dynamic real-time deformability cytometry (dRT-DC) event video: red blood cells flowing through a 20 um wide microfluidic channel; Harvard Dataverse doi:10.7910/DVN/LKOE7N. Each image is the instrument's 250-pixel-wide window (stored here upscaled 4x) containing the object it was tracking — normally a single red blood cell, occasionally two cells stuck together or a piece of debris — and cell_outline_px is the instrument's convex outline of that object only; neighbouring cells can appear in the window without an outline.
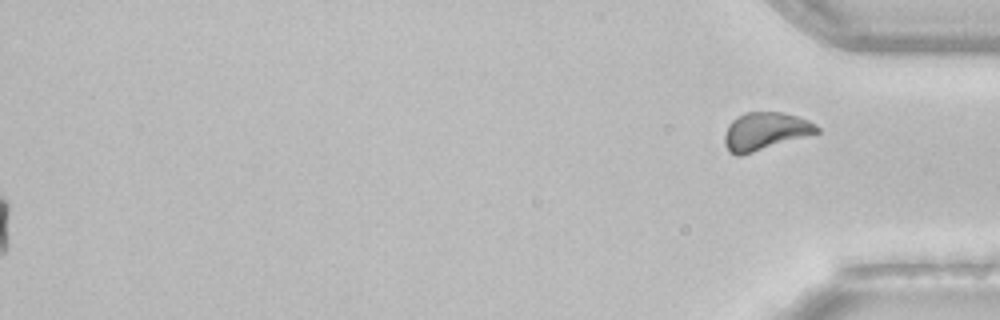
{"species": "common noctule bat (a hibernating species)", "species_latin": "Nyctalus noctula", "temperature_condition": "room temperature", "stored_images_in_passage": 41, "camera_frame_rate_fps": 3000, "um_per_image_px": 0.085, "animal": {"sex": "female", "body_mass_g": 22.7, "forearm_length_mm": 54.2}, "frame": {"image": 1, "passage_image": 41, "time_ms": 13.333, "image_size_px": [1000, 320], "cell_outline_px": [[820, 132], [740, 156], [736, 156], [728, 152], [724, 144], [724, 132], [728, 124], [736, 116], [744, 112], [784, 112], [808, 120], [816, 124], [820, 128]], "centroid_in_image_um": [65.0, 11.15], "position_along_channel_um": 370.2, "area_um2": 20.52}, "authors_computed_cell_mechanics": {"area_um2": 22.3108, "velocity_mm_per_s": 4.0998, "shape_relaxation_time_tau1_ms": 4.22, "shape_relaxation_time_tau2_ms": 2.0353, "deformation_change_tau1": 0.105, "deformation_change_tau2": 0.0647}}